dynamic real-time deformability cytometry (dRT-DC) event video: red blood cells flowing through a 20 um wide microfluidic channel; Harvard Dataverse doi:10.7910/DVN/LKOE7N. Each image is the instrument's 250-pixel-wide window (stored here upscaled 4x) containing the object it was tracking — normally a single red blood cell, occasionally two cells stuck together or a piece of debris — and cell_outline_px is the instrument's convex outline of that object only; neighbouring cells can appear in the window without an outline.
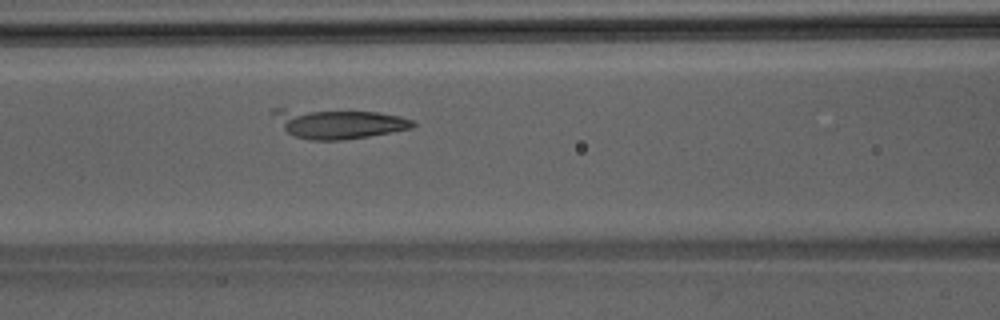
{"species": "Egyptian fruit bat (a non-hibernating species)", "species_latin": "Rousettus aegyptiacus", "temperature_condition": "room temperature", "stored_images_in_passage": 41, "camera_frame_rate_fps": 3000, "um_per_image_px": 0.085, "animal": {"sex": "male"}, "frame": {"image": 1, "passage_image": 14, "time_ms": 4.333, "image_size_px": [1000, 320], "cell_outline_px": [[416, 124], [412, 128], [392, 132], [344, 140], [312, 140], [296, 136], [288, 132], [284, 128], [272, 112], [272, 108], [284, 108], [376, 112], [400, 116], [412, 120]], "centroid_in_image_um": [28.78, 10.5], "position_along_channel_um": 137.8, "area_um2": 23.81}}
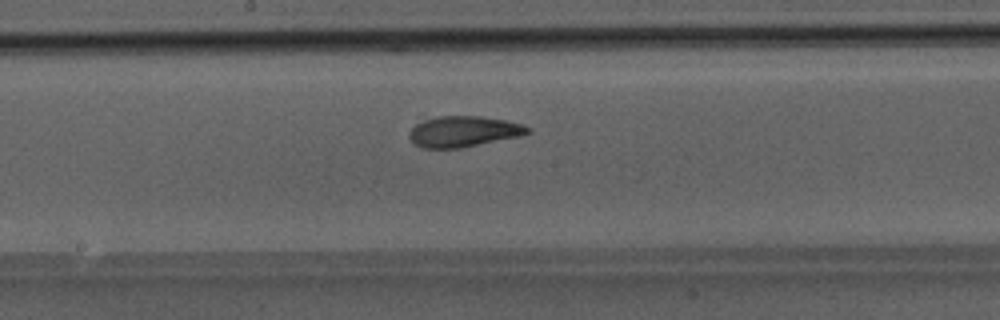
{"frame": {"image": 2, "passage_image": 19, "time_ms": 6.0, "image_size_px": [1000, 320], "cell_outline_px": [[532, 132], [524, 136], [460, 148], [420, 148], [408, 136], [408, 132], [416, 124], [424, 120], [440, 116], [480, 116], [504, 120], [524, 124], [532, 128]], "centroid_in_image_um": [39.47, 11.18], "position_along_channel_um": 208.7, "area_um2": 21.5}}
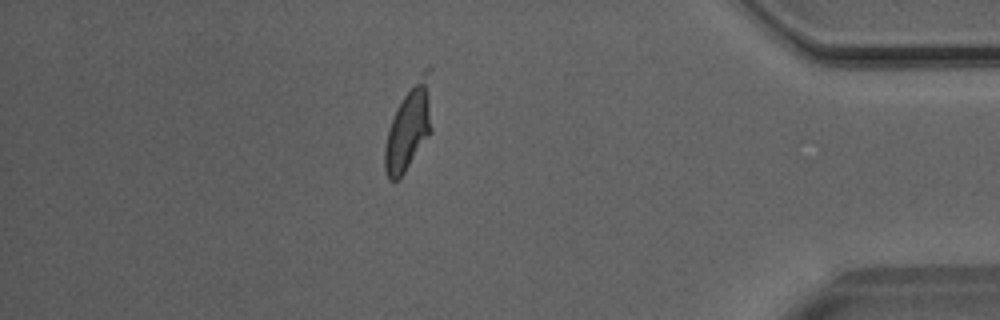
{"frame": {"image": 3, "passage_image": 35, "time_ms": 11.333, "image_size_px": [1000, 320], "cell_outline_px": [[432, 132], [404, 172], [396, 180], [388, 180], [384, 168], [384, 148], [388, 132], [396, 108], [420, 72], [424, 68], [432, 64]], "centroid_in_image_um": [34.82, 10.69], "position_along_channel_um": 400.4, "area_um2": 23.93}}